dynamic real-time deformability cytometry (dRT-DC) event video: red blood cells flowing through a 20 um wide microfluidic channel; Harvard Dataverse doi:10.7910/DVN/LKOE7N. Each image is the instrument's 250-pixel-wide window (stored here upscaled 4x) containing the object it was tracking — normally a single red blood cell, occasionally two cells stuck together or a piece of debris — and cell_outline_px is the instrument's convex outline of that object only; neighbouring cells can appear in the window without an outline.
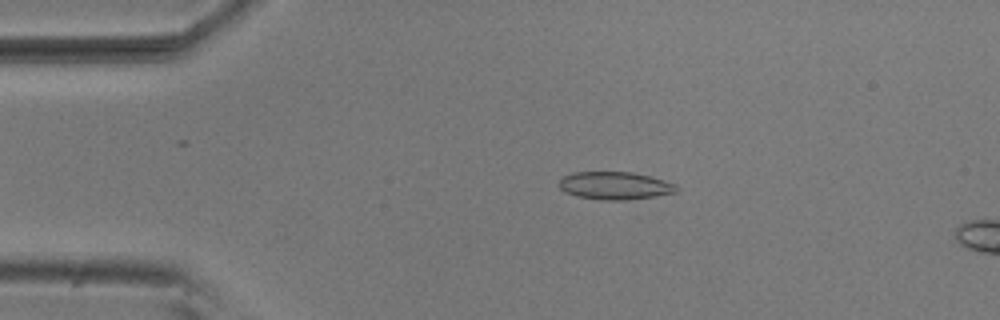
{"species": "common noctule bat (a hibernating species)", "species_latin": "Nyctalus noctula", "temperature_condition": "room temperature", "stored_images_in_passage": 3, "camera_frame_rate_fps": 3000, "um_per_image_px": 0.085, "animal": {"sex": "male", "body_mass_g": 20.5, "forearm_length_mm": 52.5}, "frame": {"image": 1, "passage_image": 2, "time_ms": 0.333, "image_size_px": [1000, 320], "cell_outline_px": [[680, 188], [676, 192], [656, 196], [628, 200], [600, 200], [576, 196], [564, 192], [560, 188], [560, 180], [564, 176], [572, 172], [632, 172], [648, 176], [676, 184]], "centroid_in_image_um": [52.27, 15.79], "position_along_channel_um": 32.7, "area_um2": 19.02}}